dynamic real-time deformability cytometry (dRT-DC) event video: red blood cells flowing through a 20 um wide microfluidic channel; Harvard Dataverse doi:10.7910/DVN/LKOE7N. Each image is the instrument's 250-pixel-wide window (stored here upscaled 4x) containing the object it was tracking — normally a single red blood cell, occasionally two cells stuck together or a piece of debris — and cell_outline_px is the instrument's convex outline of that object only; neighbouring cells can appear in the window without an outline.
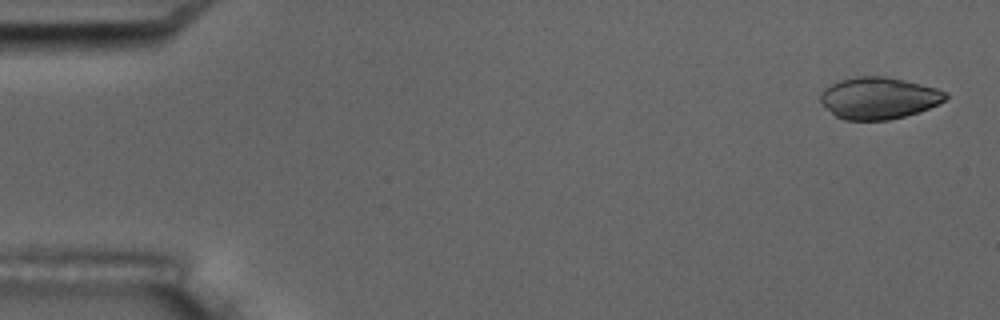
{"species": "common noctule bat (a hibernating species)", "species_latin": "Nyctalus noctula", "temperature_condition": "room temperature", "stored_images_in_passage": 5, "camera_frame_rate_fps": 3000, "um_per_image_px": 0.085, "animal": {"sex": "male", "body_mass_g": 17.5, "forearm_length_mm": 52.3}, "frame": {"image": 1, "passage_image": 1, "time_ms": 0.0, "image_size_px": [1000, 320], "cell_outline_px": [[948, 96], [940, 104], [904, 116], [888, 120], [844, 120], [836, 116], [820, 100], [820, 96], [824, 88], [840, 80], [856, 76], [884, 76], [920, 84], [936, 88], [948, 92]], "centroid_in_image_um": [74.7, 8.33], "position_along_channel_um": 10.3, "area_um2": 30.17}}
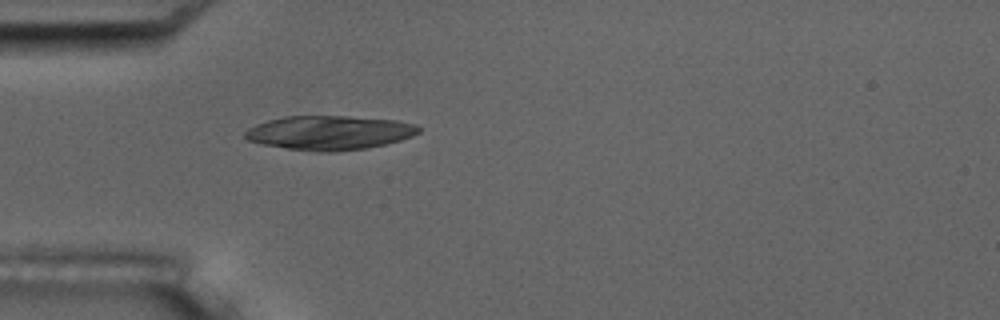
{"frame": {"image": 2, "passage_image": 5, "time_ms": 4.667, "image_size_px": [1000, 320], "cell_outline_px": [[420, 132], [412, 136], [400, 140], [384, 144], [364, 148], [332, 152], [316, 152], [288, 148], [264, 144], [248, 140], [244, 136], [244, 132], [248, 128], [256, 124], [268, 120], [284, 116], [348, 116], [396, 120], [416, 124], [420, 128]], "centroid_in_image_um": [28.0, 11.27], "position_along_channel_um": 57.0, "area_um2": 34.45}}